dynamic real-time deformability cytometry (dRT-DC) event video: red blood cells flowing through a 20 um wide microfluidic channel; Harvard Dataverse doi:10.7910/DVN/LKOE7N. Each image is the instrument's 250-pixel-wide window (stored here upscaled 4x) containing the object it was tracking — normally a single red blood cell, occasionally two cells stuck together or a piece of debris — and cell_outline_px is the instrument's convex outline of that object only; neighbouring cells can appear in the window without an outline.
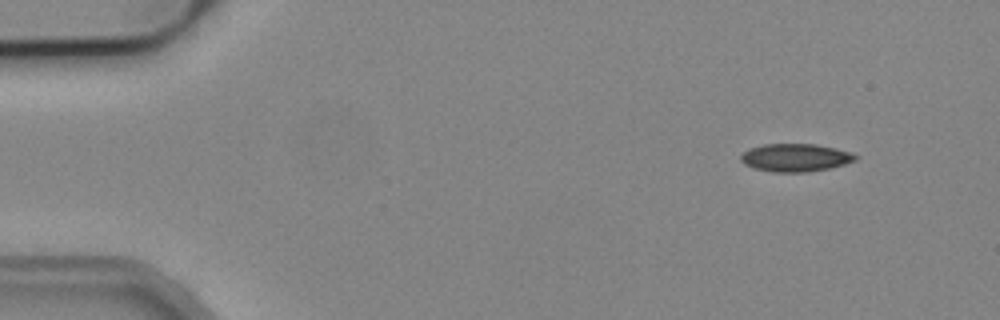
{"species": "common noctule bat (a hibernating species)", "species_latin": "Nyctalus noctula", "temperature_condition": "cold", "stored_images_in_passage": 4, "camera_frame_rate_fps": 3000, "um_per_image_px": 0.085, "animal": {"sex": "male", "body_mass_g": 19.2, "forearm_length_mm": 51.8}, "frame": {"image": 1, "passage_image": 1, "time_ms": 0.0, "image_size_px": [1000, 320], "cell_outline_px": [[860, 156], [856, 160], [844, 164], [828, 168], [808, 172], [772, 172], [752, 168], [744, 164], [740, 160], [740, 156], [748, 148], [764, 144], [816, 144], [836, 148], [852, 152]], "centroid_in_image_um": [67.61, 13.39], "position_along_channel_um": 17.4, "area_um2": 18.84}}
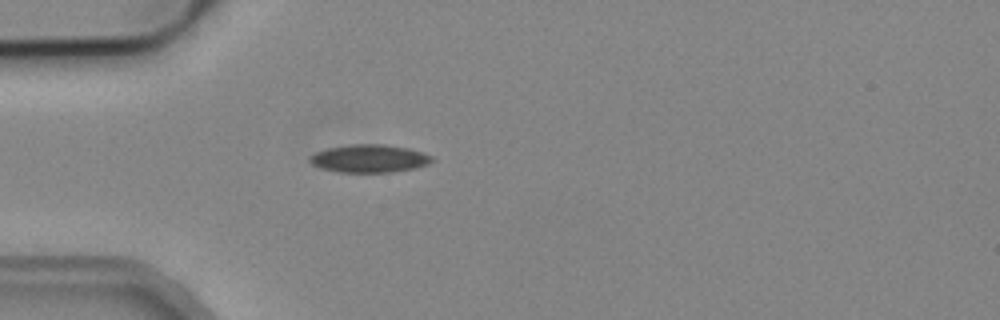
{"frame": {"image": 2, "passage_image": 4, "time_ms": 1.0, "image_size_px": [1000, 320], "cell_outline_px": [[432, 160], [428, 164], [416, 168], [396, 172], [340, 172], [320, 168], [312, 164], [308, 160], [308, 156], [316, 152], [328, 148], [348, 144], [384, 144], [408, 148], [432, 156]], "centroid_in_image_um": [31.36, 13.47], "position_along_channel_um": 53.6, "area_um2": 19.94}}